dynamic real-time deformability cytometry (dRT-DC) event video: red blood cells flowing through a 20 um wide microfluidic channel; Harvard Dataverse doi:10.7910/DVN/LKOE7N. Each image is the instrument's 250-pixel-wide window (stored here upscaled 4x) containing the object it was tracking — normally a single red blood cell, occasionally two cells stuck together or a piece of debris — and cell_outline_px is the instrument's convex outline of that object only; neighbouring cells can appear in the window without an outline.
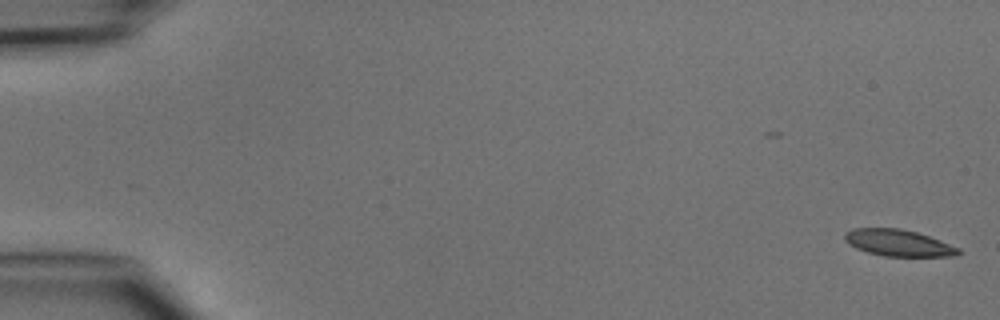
{"species": "common noctule bat (a hibernating species)", "species_latin": "Nyctalus noctula", "temperature_condition": "cold", "stored_images_in_passage": 4, "camera_frame_rate_fps": 3000, "um_per_image_px": 0.085, "animal": {"sex": "male", "body_mass_g": 15.6}, "frame": {"image": 1, "passage_image": 1, "time_ms": 0.0, "image_size_px": [1000, 320], "cell_outline_px": [[960, 252], [956, 256], [884, 256], [868, 252], [856, 248], [848, 244], [844, 240], [844, 232], [852, 228], [900, 228], [916, 232], [940, 240], [960, 248]], "centroid_in_image_um": [76.33, 20.64], "position_along_channel_um": 8.7, "area_um2": 17.63}}
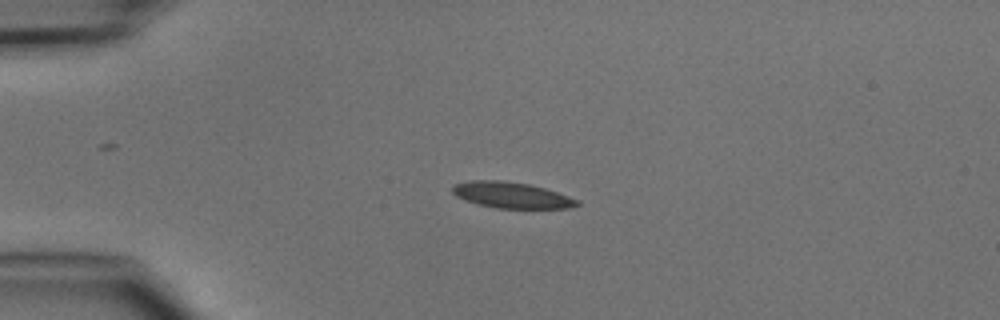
{"frame": {"image": 2, "passage_image": 4, "time_ms": 3.667, "image_size_px": [1000, 320], "cell_outline_px": [[580, 204], [568, 208], [496, 208], [464, 200], [456, 196], [452, 192], [452, 188], [456, 184], [472, 180], [504, 180], [528, 184], [544, 188], [580, 200]], "centroid_in_image_um": [43.48, 16.58], "position_along_channel_um": 41.5, "area_um2": 18.73}}